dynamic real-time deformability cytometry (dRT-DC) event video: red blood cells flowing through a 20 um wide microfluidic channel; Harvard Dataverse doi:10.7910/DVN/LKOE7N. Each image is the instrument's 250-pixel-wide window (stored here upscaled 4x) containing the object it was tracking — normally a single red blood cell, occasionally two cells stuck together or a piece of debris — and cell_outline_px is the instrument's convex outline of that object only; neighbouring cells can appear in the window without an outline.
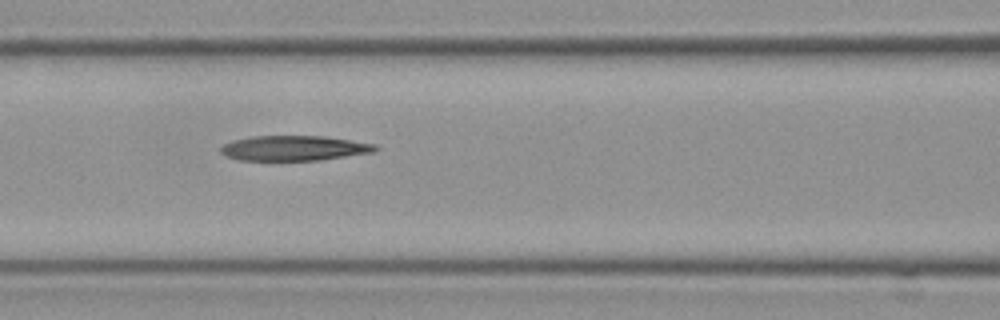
{"species": "Egyptian fruit bat (a non-hibernating species)", "species_latin": "Rousettus aegyptiacus", "temperature_condition": "cold", "stored_images_in_passage": 10, "camera_frame_rate_fps": 3000, "um_per_image_px": 0.085, "frame": {"image": 1, "passage_image": 7, "time_ms": 2.0, "image_size_px": [1000, 320], "cell_outline_px": [[380, 148], [376, 152], [320, 160], [240, 160], [228, 156], [220, 152], [220, 148], [224, 144], [232, 140], [252, 136], [324, 136], [376, 144]], "centroid_in_image_um": [25.04, 12.59], "position_along_channel_um": 141.6, "area_um2": 22.6}}
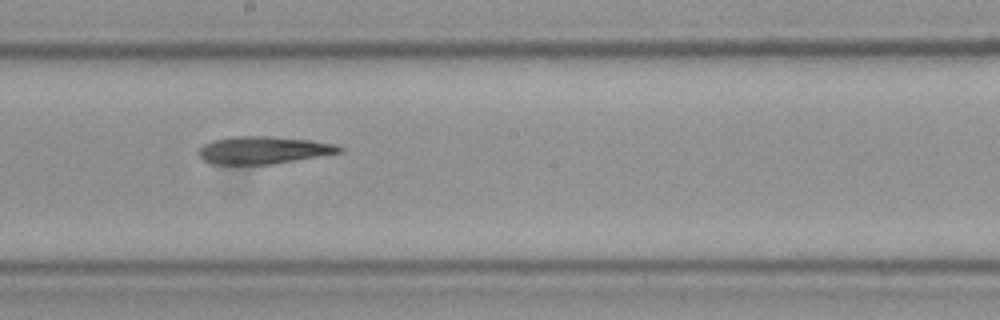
{"frame": {"image": 2, "passage_image": 9, "time_ms": 2.667, "image_size_px": [1000, 320], "cell_outline_px": [[344, 152], [272, 164], [212, 164], [204, 160], [196, 152], [204, 144], [212, 140], [232, 136], [268, 136], [312, 140], [332, 144], [344, 148]], "centroid_in_image_um": [22.37, 12.75], "position_along_channel_um": 225.8, "area_um2": 22.54}}
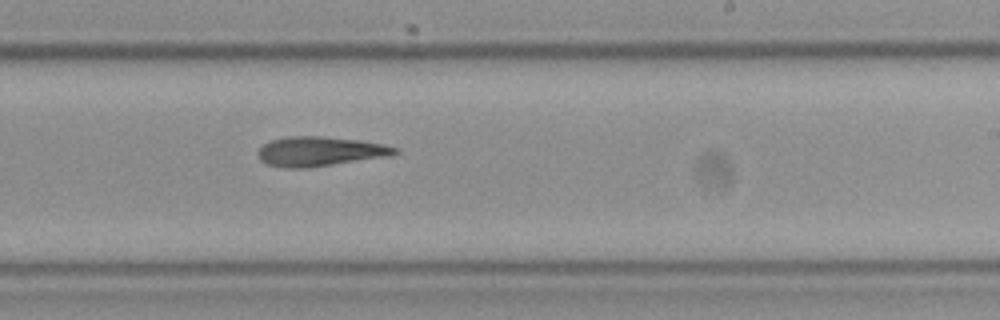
{"frame": {"image": 3, "passage_image": 10, "time_ms": 3.0, "image_size_px": [1000, 320], "cell_outline_px": [[400, 152], [392, 156], [308, 168], [284, 168], [268, 164], [260, 160], [256, 152], [264, 144], [272, 140], [288, 136], [320, 136], [360, 140], [384, 144], [400, 148]], "centroid_in_image_um": [27.24, 12.87], "position_along_channel_um": 261.8, "area_um2": 23.87}}